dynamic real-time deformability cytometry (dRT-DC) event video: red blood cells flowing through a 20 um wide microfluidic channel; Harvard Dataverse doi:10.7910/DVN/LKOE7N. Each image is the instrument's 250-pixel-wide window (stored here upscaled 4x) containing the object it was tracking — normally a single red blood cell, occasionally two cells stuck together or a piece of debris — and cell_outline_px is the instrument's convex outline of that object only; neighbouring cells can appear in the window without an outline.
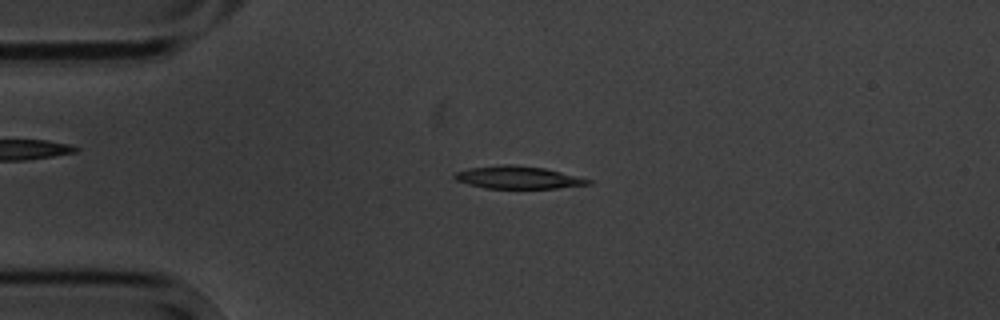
{"species": "common noctule bat (a hibernating species)", "species_latin": "Nyctalus noctula", "temperature_condition": "cold", "stored_images_in_passage": 4, "camera_frame_rate_fps": 3000, "um_per_image_px": 0.085, "animal": {"sex": "male", "body_mass_g": 20.1, "forearm_length_mm": 53.5}, "frame": {"image": 1, "passage_image": 3, "time_ms": 2.333, "image_size_px": [1000, 320], "cell_outline_px": [[592, 184], [560, 188], [484, 188], [468, 184], [456, 180], [452, 176], [456, 172], [468, 168], [500, 164], [512, 164], [544, 168], [592, 180]], "centroid_in_image_um": [44.01, 15.08], "position_along_channel_um": 41.0, "area_um2": 17.57}}